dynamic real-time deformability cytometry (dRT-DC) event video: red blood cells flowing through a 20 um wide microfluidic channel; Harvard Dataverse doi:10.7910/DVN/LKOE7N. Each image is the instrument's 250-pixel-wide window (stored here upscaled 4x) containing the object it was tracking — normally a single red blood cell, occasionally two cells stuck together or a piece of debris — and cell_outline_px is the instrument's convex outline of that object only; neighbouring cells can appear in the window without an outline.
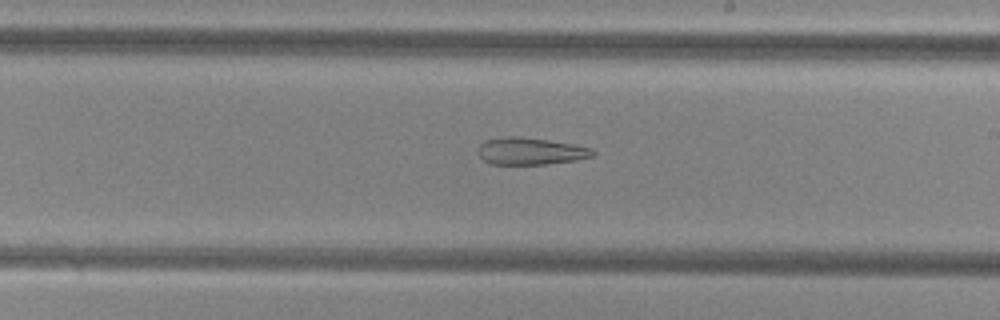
{"species": "common noctule bat (a hibernating species)", "species_latin": "Nyctalus noctula", "temperature_condition": "cold", "stored_images_in_passage": 28, "camera_frame_rate_fps": 3000, "um_per_image_px": 0.085, "animal": {"sex": "female", "body_mass_g": 29.2, "forearm_length_mm": 56.3}, "frame": {"image": 1, "passage_image": 20, "time_ms": 6.333, "image_size_px": [1000, 320], "cell_outline_px": [[596, 156], [576, 160], [544, 164], [492, 164], [484, 160], [476, 152], [480, 144], [484, 140], [504, 136], [520, 136], [548, 140], [572, 144], [592, 148], [596, 152]], "centroid_in_image_um": [45.09, 12.84], "position_along_channel_um": 243.9, "area_um2": 18.26}}
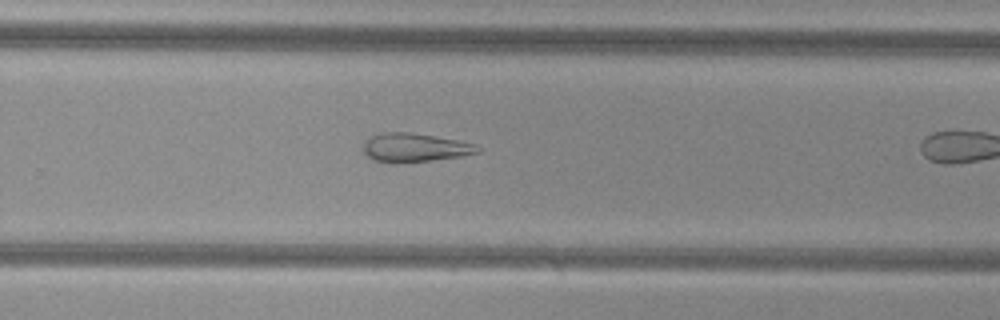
{"frame": {"image": 2, "passage_image": 24, "time_ms": 7.667, "image_size_px": [1000, 320], "cell_outline_px": [[480, 152], [460, 156], [400, 164], [392, 164], [376, 160], [368, 156], [364, 152], [364, 140], [368, 136], [380, 132], [412, 132], [456, 140], [472, 144], [480, 148]], "centroid_in_image_um": [35.17, 12.54], "position_along_channel_um": 294.6, "area_um2": 19.19}}